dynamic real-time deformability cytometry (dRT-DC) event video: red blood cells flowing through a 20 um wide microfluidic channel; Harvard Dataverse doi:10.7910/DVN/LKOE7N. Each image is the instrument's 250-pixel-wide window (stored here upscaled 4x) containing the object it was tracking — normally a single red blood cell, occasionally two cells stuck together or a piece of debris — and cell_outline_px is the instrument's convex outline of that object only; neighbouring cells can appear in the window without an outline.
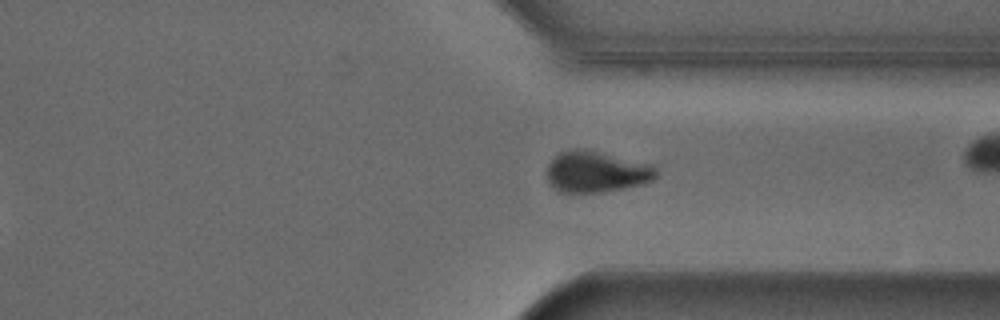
{"species": "Egyptian fruit bat (a non-hibernating species)", "species_latin": "Rousettus aegyptiacus", "temperature_condition": "cold", "stored_images_in_passage": 50, "camera_frame_rate_fps": 3000, "um_per_image_px": 0.085, "animal": {"sex": "male"}, "frame": {"image": 1, "passage_image": 36, "time_ms": 11.667, "image_size_px": [1000, 320], "cell_outline_px": [[656, 176], [652, 180], [640, 184], [624, 188], [604, 192], [560, 192], [548, 180], [548, 164], [560, 152], [572, 148], [588, 148], [652, 164], [656, 168]], "centroid_in_image_um": [50.71, 14.57], "position_along_channel_um": 360.7, "area_um2": 26.3}, "authors_computed_cell_mechanics": {"area_um2": 26.7614, "velocity_mm_per_s": 3.8704, "shape_relaxation_time_tau1_ms": 4.0662, "shape_relaxation_time_tau2_ms": null, "deformation_change_tau1": 0.12, "deformation_change_tau2": null}}